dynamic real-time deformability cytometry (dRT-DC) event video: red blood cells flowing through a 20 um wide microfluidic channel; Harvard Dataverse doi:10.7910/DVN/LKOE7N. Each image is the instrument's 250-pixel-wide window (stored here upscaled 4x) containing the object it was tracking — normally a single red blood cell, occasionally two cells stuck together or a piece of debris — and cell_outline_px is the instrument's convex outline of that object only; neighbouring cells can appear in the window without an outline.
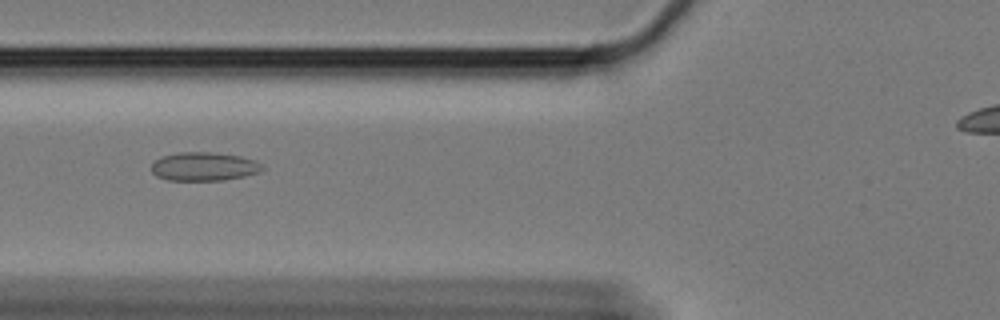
{"species": "Egyptian fruit bat (a non-hibernating species)", "species_latin": "Rousettus aegyptiacus", "temperature_condition": "cold", "stored_images_in_passage": 55, "segment_of_instrument_passage": [1, 2], "camera_frame_rate_fps": 3000, "um_per_image_px": 0.085, "animal": {"sex": "female"}, "frame": {"image": 1, "passage_image": 23, "time_ms": 7.333, "image_size_px": [1000, 320], "cell_outline_px": [[264, 168], [260, 172], [244, 176], [224, 180], [168, 180], [156, 176], [152, 172], [152, 164], [160, 156], [180, 152], [208, 152], [240, 156], [256, 160]], "centroid_in_image_um": [17.33, 14.15], "position_along_channel_um": 108.5, "area_um2": 18.44}}
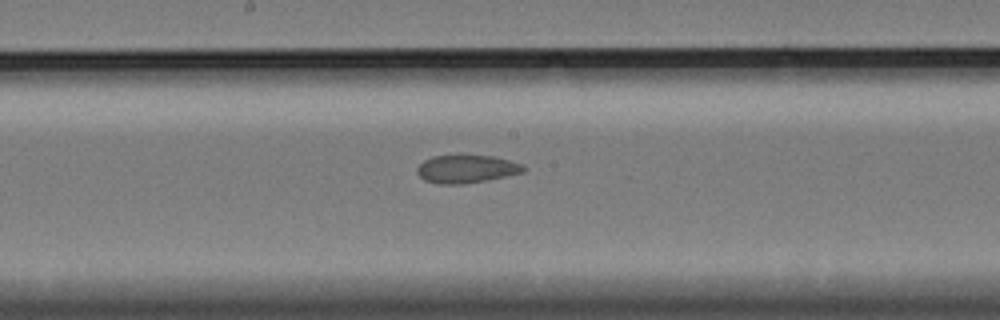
{"frame": {"image": 2, "passage_image": 32, "time_ms": 10.333, "image_size_px": [1000, 320], "cell_outline_px": [[524, 172], [488, 180], [460, 184], [440, 184], [424, 180], [416, 172], [416, 168], [424, 160], [432, 156], [460, 152], [492, 156], [524, 164]], "centroid_in_image_um": [39.62, 14.31], "position_along_channel_um": 208.6, "area_um2": 18.03}}
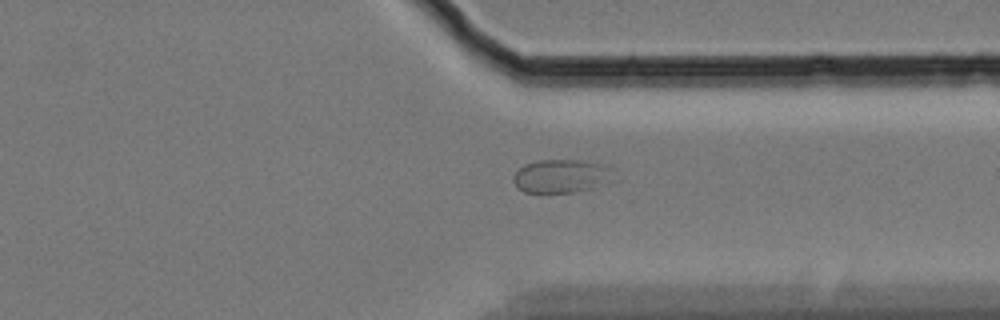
{"frame": {"image": 3, "passage_image": 46, "time_ms": 15.0, "image_size_px": [1000, 320], "cell_outline_px": [[616, 180], [596, 188], [572, 192], [524, 192], [512, 180], [512, 176], [524, 164], [536, 160], [580, 160], [604, 164], [612, 168]], "centroid_in_image_um": [47.8, 14.96], "position_along_channel_um": 363.6, "area_um2": 19.88}}